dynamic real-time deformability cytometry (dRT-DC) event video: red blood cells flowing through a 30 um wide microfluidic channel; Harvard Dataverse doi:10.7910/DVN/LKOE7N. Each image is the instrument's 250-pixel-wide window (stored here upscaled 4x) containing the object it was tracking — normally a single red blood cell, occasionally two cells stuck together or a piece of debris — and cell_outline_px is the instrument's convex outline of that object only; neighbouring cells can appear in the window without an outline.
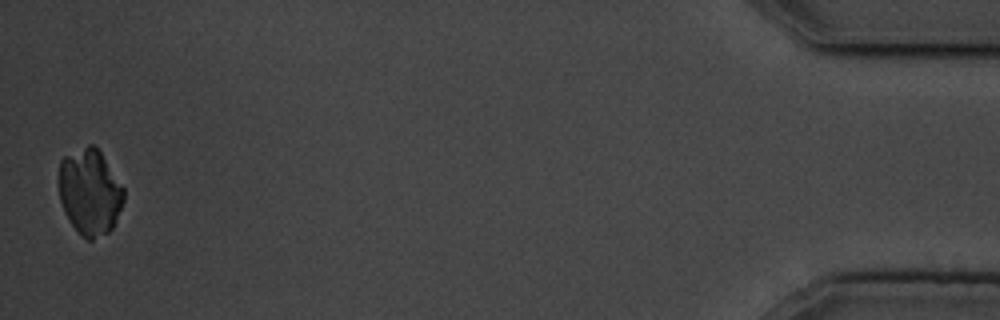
{"species": "common noctule bat (a hibernating species)", "species_latin": "Nyctalus noctula", "temperature_condition": "cold", "stored_images_in_passage": 54, "camera_frame_rate_fps": 3000, "um_per_image_px": 0.085, "animal": {"sex": "male", "body_mass_g": 19.5, "forearm_length_mm": 54.6}, "frame": {"image": 1, "passage_image": 54, "time_ms": 17.667, "image_size_px": [1000, 320], "cell_outline_px": [[124, 200], [116, 220], [112, 228], [108, 232], [92, 240], [88, 240], [72, 224], [64, 212], [60, 200], [60, 160], [64, 156], [88, 144], [92, 144], [100, 152], [124, 188]], "centroid_in_image_um": [7.64, 16.31], "position_along_channel_um": 427.6, "area_um2": 32.08}}